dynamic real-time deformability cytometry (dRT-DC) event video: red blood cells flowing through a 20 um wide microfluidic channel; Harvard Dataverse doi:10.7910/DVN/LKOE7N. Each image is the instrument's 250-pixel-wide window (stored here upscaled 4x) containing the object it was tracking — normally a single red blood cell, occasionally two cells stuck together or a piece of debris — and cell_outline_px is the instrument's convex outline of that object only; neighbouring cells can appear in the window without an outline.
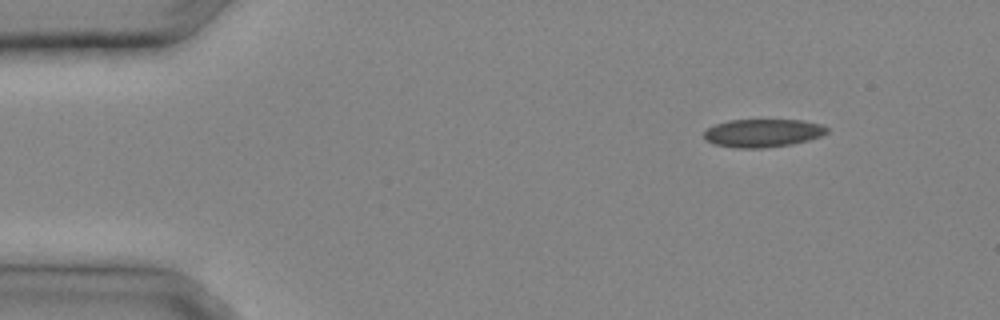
{"species": "common noctule bat (a hibernating species)", "species_latin": "Nyctalus noctula", "temperature_condition": "cold", "stored_images_in_passage": 27, "camera_frame_rate_fps": 3000, "um_per_image_px": 0.085, "animal": {"sex": "male", "body_mass_g": 20.4}, "frame": {"image": 1, "passage_image": 1, "time_ms": 0.0, "image_size_px": [1000, 320], "cell_outline_px": [[828, 132], [820, 136], [808, 140], [792, 144], [764, 148], [732, 148], [712, 144], [704, 140], [704, 132], [708, 128], [716, 124], [728, 120], [800, 120], [820, 124], [828, 128]], "centroid_in_image_um": [64.79, 11.32], "position_along_channel_um": 20.2, "area_um2": 20.23}}
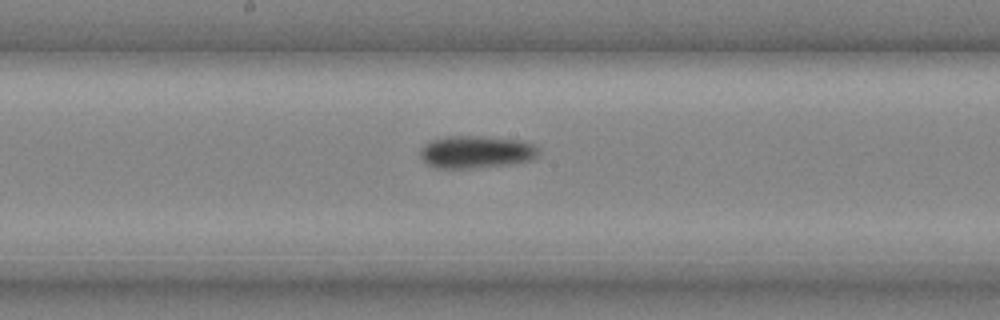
{"frame": {"image": 2, "passage_image": 14, "time_ms": 4.333, "image_size_px": [1000, 320], "cell_outline_px": [[540, 152], [532, 160], [504, 164], [472, 168], [436, 168], [428, 164], [420, 156], [420, 148], [424, 144], [432, 140], [452, 136], [480, 136], [520, 140], [532, 144], [540, 148]], "centroid_in_image_um": [40.47, 12.91], "position_along_channel_um": 207.7, "area_um2": 22.2}}
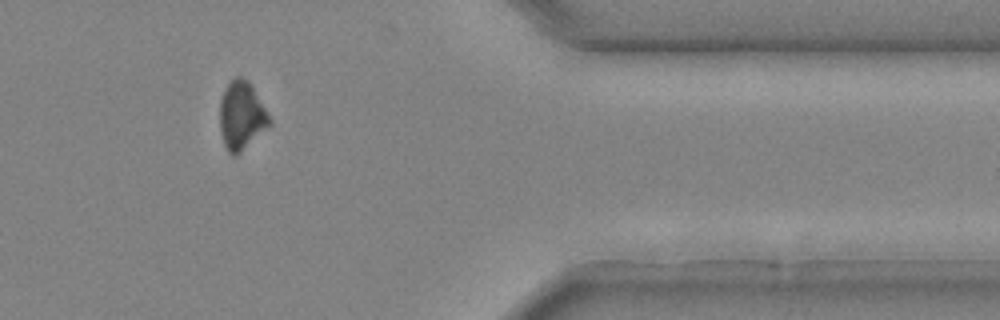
{"frame": {"image": 3, "passage_image": 24, "time_ms": 7.667, "image_size_px": [1000, 320], "cell_outline_px": [[272, 124], [236, 156], [232, 156], [228, 152], [224, 144], [220, 132], [220, 100], [228, 84], [236, 76], [240, 76], [248, 80], [272, 120]], "centroid_in_image_um": [20.53, 9.85], "position_along_channel_um": 390.9, "area_um2": 19.65}}